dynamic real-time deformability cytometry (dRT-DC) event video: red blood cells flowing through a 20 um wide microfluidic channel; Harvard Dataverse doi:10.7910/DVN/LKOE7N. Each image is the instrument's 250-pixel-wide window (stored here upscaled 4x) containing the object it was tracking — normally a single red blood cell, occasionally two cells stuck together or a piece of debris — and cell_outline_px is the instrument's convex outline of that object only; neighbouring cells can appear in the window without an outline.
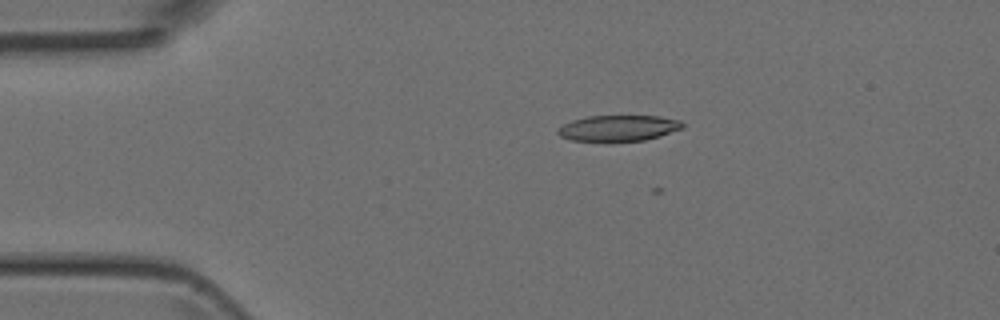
{"species": "Egyptian fruit bat (a non-hibernating species)", "species_latin": "Rousettus aegyptiacus", "temperature_condition": "room temperature", "stored_images_in_passage": 3, "camera_frame_rate_fps": 3000, "um_per_image_px": 0.085, "animal": {"sex": "female"}, "frame": {"image": 1, "passage_image": 1, "time_ms": 0.0, "image_size_px": [1000, 320], "cell_outline_px": [[684, 128], [660, 136], [644, 140], [572, 140], [560, 136], [556, 132], [556, 128], [572, 120], [588, 116], [660, 116], [680, 120], [684, 124]], "centroid_in_image_um": [52.58, 10.87], "position_along_channel_um": 32.4, "area_um2": 18.61}}